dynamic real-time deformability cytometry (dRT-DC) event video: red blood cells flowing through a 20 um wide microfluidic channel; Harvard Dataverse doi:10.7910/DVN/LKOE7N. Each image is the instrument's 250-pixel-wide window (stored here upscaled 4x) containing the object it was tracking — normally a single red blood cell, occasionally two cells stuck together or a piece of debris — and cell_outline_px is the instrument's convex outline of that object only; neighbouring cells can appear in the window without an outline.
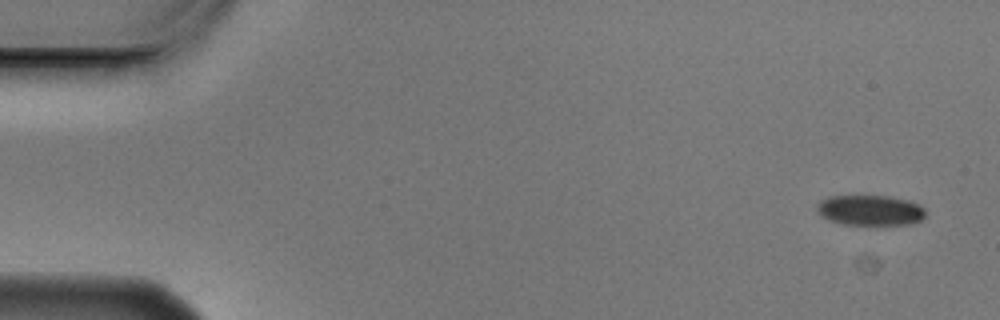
{"species": "Egyptian fruit bat (a non-hibernating species)", "species_latin": "Rousettus aegyptiacus", "temperature_condition": "cold", "stored_images_in_passage": 6, "camera_frame_rate_fps": 3000, "um_per_image_px": 0.085, "animal": {"sex": "male"}, "frame": {"image": 1, "passage_image": 1, "time_ms": 0.0, "image_size_px": [1000, 320], "cell_outline_px": [[924, 216], [920, 220], [908, 224], [876, 228], [868, 228], [840, 224], [828, 220], [820, 216], [816, 212], [816, 208], [820, 200], [828, 196], [888, 196], [908, 200], [924, 208]], "centroid_in_image_um": [73.9, 17.94], "position_along_channel_um": 11.1, "area_um2": 20.23}}
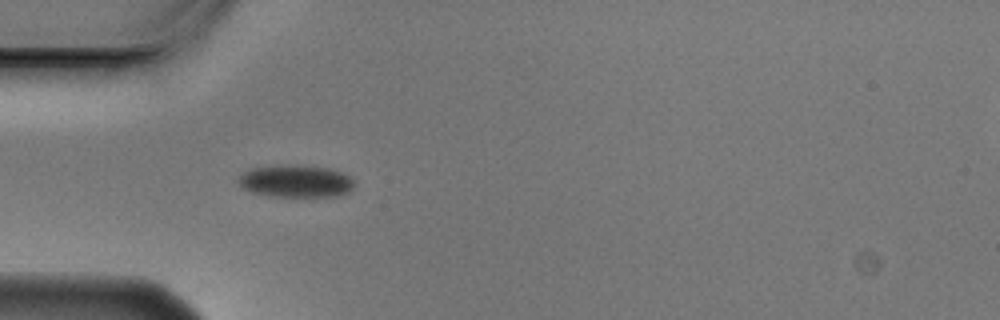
{"frame": {"image": 2, "passage_image": 5, "time_ms": 1.333, "image_size_px": [1000, 320], "cell_outline_px": [[356, 184], [348, 192], [340, 196], [272, 196], [252, 192], [244, 188], [236, 180], [248, 168], [272, 164], [300, 164], [332, 168], [344, 172]], "centroid_in_image_um": [25.15, 15.36], "position_along_channel_um": 59.9, "area_um2": 22.43}}
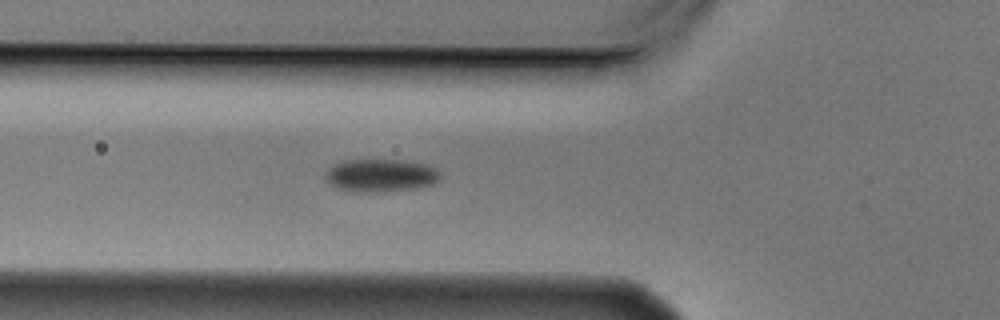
{"frame": {"image": 3, "passage_image": 6, "time_ms": 1.667, "image_size_px": [1000, 320], "cell_outline_px": [[440, 176], [432, 184], [416, 188], [368, 192], [340, 188], [332, 184], [324, 176], [324, 172], [328, 168], [336, 164], [348, 160], [400, 160], [424, 164], [440, 172]], "centroid_in_image_um": [32.35, 14.89], "position_along_channel_um": 93.5, "area_um2": 21.21}}